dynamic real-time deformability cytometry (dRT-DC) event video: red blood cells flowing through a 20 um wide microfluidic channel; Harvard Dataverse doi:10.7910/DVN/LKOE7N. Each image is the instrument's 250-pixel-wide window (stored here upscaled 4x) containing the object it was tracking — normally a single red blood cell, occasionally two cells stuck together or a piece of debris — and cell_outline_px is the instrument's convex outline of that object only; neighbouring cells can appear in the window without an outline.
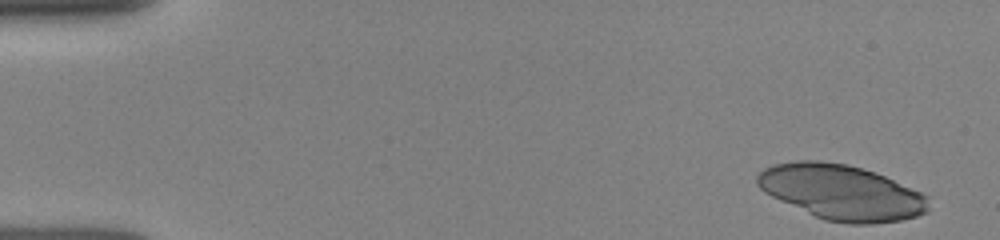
{"species": "human", "species_latin": "Homo sapiens", "temperature_condition": "room temperature", "stored_images_in_passage": 10, "camera_frame_rate_fps": 3000, "um_per_image_px": 0.085, "donor": {"sex": "female"}, "frame": {"image": 1, "passage_image": 1, "time_ms": 0.0, "image_size_px": [1000, 240], "cell_outline_px": [[928, 212], [916, 216], [900, 220], [872, 224], [848, 224], [824, 220], [780, 200], [764, 192], [756, 184], [756, 176], [764, 168], [772, 164], [796, 160], [820, 160], [848, 164], [884, 176], [920, 192], [928, 196]], "centroid_in_image_um": [71.5, 16.34], "position_along_channel_um": 13.5, "area_um2": 54.85}}